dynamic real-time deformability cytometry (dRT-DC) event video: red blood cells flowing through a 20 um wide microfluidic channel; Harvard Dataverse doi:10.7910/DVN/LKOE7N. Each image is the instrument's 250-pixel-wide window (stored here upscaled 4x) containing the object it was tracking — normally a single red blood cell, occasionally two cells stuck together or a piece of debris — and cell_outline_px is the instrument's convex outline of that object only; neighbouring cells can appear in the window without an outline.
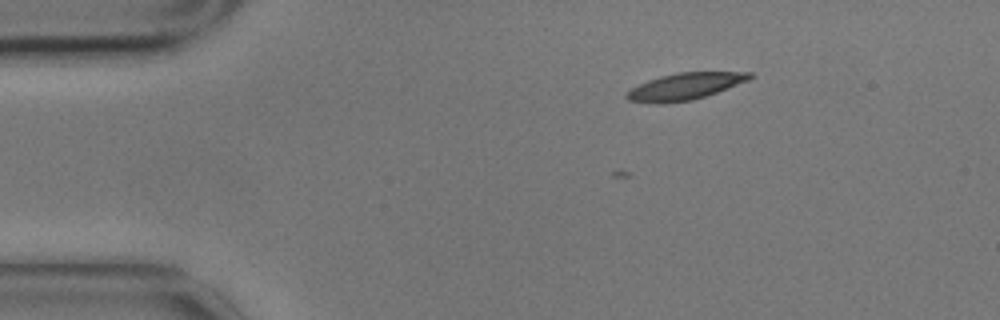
{"species": "common noctule bat (a hibernating species)", "species_latin": "Nyctalus noctula", "temperature_condition": "cold", "stored_images_in_passage": 3, "camera_frame_rate_fps": 3000, "um_per_image_px": 0.085, "animal": {"sex": "male", "body_mass_g": 17.9}, "frame": {"image": 1, "passage_image": 1, "time_ms": 0.0, "image_size_px": [1000, 320], "cell_outline_px": [[752, 76], [748, 80], [728, 88], [692, 100], [660, 104], [628, 100], [624, 96], [632, 88], [648, 80], [660, 76], [676, 72], [752, 72]], "centroid_in_image_um": [58.2, 7.34], "position_along_channel_um": 26.8, "area_um2": 18.96}}